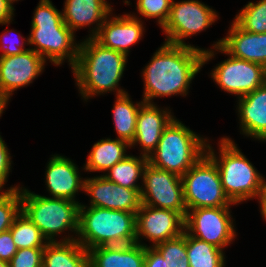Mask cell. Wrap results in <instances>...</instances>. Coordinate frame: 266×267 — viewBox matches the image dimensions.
Wrapping results in <instances>:
<instances>
[{"label": "cell", "instance_id": "cell-1", "mask_svg": "<svg viewBox=\"0 0 266 267\" xmlns=\"http://www.w3.org/2000/svg\"><path fill=\"white\" fill-rule=\"evenodd\" d=\"M214 52L191 45L164 43L143 71L145 103L154 97L187 95L188 87Z\"/></svg>", "mask_w": 266, "mask_h": 267}, {"label": "cell", "instance_id": "cell-2", "mask_svg": "<svg viewBox=\"0 0 266 267\" xmlns=\"http://www.w3.org/2000/svg\"><path fill=\"white\" fill-rule=\"evenodd\" d=\"M126 60L127 55L102 46L93 37L81 42L77 62L72 69L83 98L112 90H117V95L127 93L117 89Z\"/></svg>", "mask_w": 266, "mask_h": 267}, {"label": "cell", "instance_id": "cell-3", "mask_svg": "<svg viewBox=\"0 0 266 267\" xmlns=\"http://www.w3.org/2000/svg\"><path fill=\"white\" fill-rule=\"evenodd\" d=\"M31 34L27 44L45 61L50 59L56 65L68 59L73 68L77 62L79 44H74V32L63 21L50 0H40L31 23ZM46 57V58H45Z\"/></svg>", "mask_w": 266, "mask_h": 267}, {"label": "cell", "instance_id": "cell-4", "mask_svg": "<svg viewBox=\"0 0 266 267\" xmlns=\"http://www.w3.org/2000/svg\"><path fill=\"white\" fill-rule=\"evenodd\" d=\"M78 239L87 251L98 246L136 243V214L85 205L79 206Z\"/></svg>", "mask_w": 266, "mask_h": 267}, {"label": "cell", "instance_id": "cell-5", "mask_svg": "<svg viewBox=\"0 0 266 267\" xmlns=\"http://www.w3.org/2000/svg\"><path fill=\"white\" fill-rule=\"evenodd\" d=\"M206 141L174 118L162 132L148 163L183 176L206 153Z\"/></svg>", "mask_w": 266, "mask_h": 267}, {"label": "cell", "instance_id": "cell-6", "mask_svg": "<svg viewBox=\"0 0 266 267\" xmlns=\"http://www.w3.org/2000/svg\"><path fill=\"white\" fill-rule=\"evenodd\" d=\"M206 155L216 164L223 190L232 203L258 197L263 177L229 138L220 141V157L206 145Z\"/></svg>", "mask_w": 266, "mask_h": 267}, {"label": "cell", "instance_id": "cell-7", "mask_svg": "<svg viewBox=\"0 0 266 267\" xmlns=\"http://www.w3.org/2000/svg\"><path fill=\"white\" fill-rule=\"evenodd\" d=\"M20 195L21 211L39 228L47 242H54V235L67 229L78 234L80 203L41 196L22 188Z\"/></svg>", "mask_w": 266, "mask_h": 267}, {"label": "cell", "instance_id": "cell-8", "mask_svg": "<svg viewBox=\"0 0 266 267\" xmlns=\"http://www.w3.org/2000/svg\"><path fill=\"white\" fill-rule=\"evenodd\" d=\"M187 212L196 208L229 207L216 164L204 154L183 176Z\"/></svg>", "mask_w": 266, "mask_h": 267}, {"label": "cell", "instance_id": "cell-9", "mask_svg": "<svg viewBox=\"0 0 266 267\" xmlns=\"http://www.w3.org/2000/svg\"><path fill=\"white\" fill-rule=\"evenodd\" d=\"M141 178H143L145 186L141 189L142 204L170 209L179 212L184 218L186 217L187 207L181 176L160 170L148 163Z\"/></svg>", "mask_w": 266, "mask_h": 267}, {"label": "cell", "instance_id": "cell-10", "mask_svg": "<svg viewBox=\"0 0 266 267\" xmlns=\"http://www.w3.org/2000/svg\"><path fill=\"white\" fill-rule=\"evenodd\" d=\"M217 15L213 9L200 1L172 0L170 15L162 29L167 34L166 43L186 45L183 38L201 32L215 22Z\"/></svg>", "mask_w": 266, "mask_h": 267}, {"label": "cell", "instance_id": "cell-11", "mask_svg": "<svg viewBox=\"0 0 266 267\" xmlns=\"http://www.w3.org/2000/svg\"><path fill=\"white\" fill-rule=\"evenodd\" d=\"M233 227L229 207L191 209L185 217V231L190 236L222 250L236 236Z\"/></svg>", "mask_w": 266, "mask_h": 267}, {"label": "cell", "instance_id": "cell-12", "mask_svg": "<svg viewBox=\"0 0 266 267\" xmlns=\"http://www.w3.org/2000/svg\"><path fill=\"white\" fill-rule=\"evenodd\" d=\"M213 80L229 93L242 97L265 84V67L261 64L230 58L212 71Z\"/></svg>", "mask_w": 266, "mask_h": 267}, {"label": "cell", "instance_id": "cell-13", "mask_svg": "<svg viewBox=\"0 0 266 267\" xmlns=\"http://www.w3.org/2000/svg\"><path fill=\"white\" fill-rule=\"evenodd\" d=\"M185 229V218L176 211L141 204L136 214V243L143 235L157 245L181 236Z\"/></svg>", "mask_w": 266, "mask_h": 267}, {"label": "cell", "instance_id": "cell-14", "mask_svg": "<svg viewBox=\"0 0 266 267\" xmlns=\"http://www.w3.org/2000/svg\"><path fill=\"white\" fill-rule=\"evenodd\" d=\"M84 191L90 194L92 207L137 214L142 204L141 189L120 186L103 175L85 179Z\"/></svg>", "mask_w": 266, "mask_h": 267}, {"label": "cell", "instance_id": "cell-15", "mask_svg": "<svg viewBox=\"0 0 266 267\" xmlns=\"http://www.w3.org/2000/svg\"><path fill=\"white\" fill-rule=\"evenodd\" d=\"M45 60L28 49L12 56H0V92L8 99L12 92L32 81L42 72Z\"/></svg>", "mask_w": 266, "mask_h": 267}, {"label": "cell", "instance_id": "cell-16", "mask_svg": "<svg viewBox=\"0 0 266 267\" xmlns=\"http://www.w3.org/2000/svg\"><path fill=\"white\" fill-rule=\"evenodd\" d=\"M213 47L225 54L266 67V33L245 31L233 21L229 35Z\"/></svg>", "mask_w": 266, "mask_h": 267}, {"label": "cell", "instance_id": "cell-17", "mask_svg": "<svg viewBox=\"0 0 266 267\" xmlns=\"http://www.w3.org/2000/svg\"><path fill=\"white\" fill-rule=\"evenodd\" d=\"M143 29L138 18L126 14L109 21L106 18L93 38L104 47L128 55L130 45L141 39Z\"/></svg>", "mask_w": 266, "mask_h": 267}, {"label": "cell", "instance_id": "cell-18", "mask_svg": "<svg viewBox=\"0 0 266 267\" xmlns=\"http://www.w3.org/2000/svg\"><path fill=\"white\" fill-rule=\"evenodd\" d=\"M174 117L166 110H161L153 103H143L137 115L136 133L130 146L139 143L143 156L149 157L157 148L162 132Z\"/></svg>", "mask_w": 266, "mask_h": 267}, {"label": "cell", "instance_id": "cell-19", "mask_svg": "<svg viewBox=\"0 0 266 267\" xmlns=\"http://www.w3.org/2000/svg\"><path fill=\"white\" fill-rule=\"evenodd\" d=\"M46 184L53 198L74 201L76 192L84 190V181L76 165L68 158L54 155L46 169Z\"/></svg>", "mask_w": 266, "mask_h": 267}, {"label": "cell", "instance_id": "cell-20", "mask_svg": "<svg viewBox=\"0 0 266 267\" xmlns=\"http://www.w3.org/2000/svg\"><path fill=\"white\" fill-rule=\"evenodd\" d=\"M89 267H144L145 245L98 246L88 250Z\"/></svg>", "mask_w": 266, "mask_h": 267}, {"label": "cell", "instance_id": "cell-21", "mask_svg": "<svg viewBox=\"0 0 266 267\" xmlns=\"http://www.w3.org/2000/svg\"><path fill=\"white\" fill-rule=\"evenodd\" d=\"M241 129L247 136L266 140V84L239 97Z\"/></svg>", "mask_w": 266, "mask_h": 267}, {"label": "cell", "instance_id": "cell-22", "mask_svg": "<svg viewBox=\"0 0 266 267\" xmlns=\"http://www.w3.org/2000/svg\"><path fill=\"white\" fill-rule=\"evenodd\" d=\"M109 5L105 0H66L62 13L63 21L73 32L98 21V27L92 30L90 36L94 37L108 18L107 15L111 14L112 8Z\"/></svg>", "mask_w": 266, "mask_h": 267}, {"label": "cell", "instance_id": "cell-23", "mask_svg": "<svg viewBox=\"0 0 266 267\" xmlns=\"http://www.w3.org/2000/svg\"><path fill=\"white\" fill-rule=\"evenodd\" d=\"M42 267H89L88 251L73 237L47 242Z\"/></svg>", "mask_w": 266, "mask_h": 267}, {"label": "cell", "instance_id": "cell-24", "mask_svg": "<svg viewBox=\"0 0 266 267\" xmlns=\"http://www.w3.org/2000/svg\"><path fill=\"white\" fill-rule=\"evenodd\" d=\"M128 146L130 144L122 139H102L93 145L84 169L90 172L108 171L127 156L125 151Z\"/></svg>", "mask_w": 266, "mask_h": 267}, {"label": "cell", "instance_id": "cell-25", "mask_svg": "<svg viewBox=\"0 0 266 267\" xmlns=\"http://www.w3.org/2000/svg\"><path fill=\"white\" fill-rule=\"evenodd\" d=\"M117 100L113 108V119L118 139L132 143L136 133L137 115L141 105L144 103H137L134 105L129 99L128 93L117 95Z\"/></svg>", "mask_w": 266, "mask_h": 267}, {"label": "cell", "instance_id": "cell-26", "mask_svg": "<svg viewBox=\"0 0 266 267\" xmlns=\"http://www.w3.org/2000/svg\"><path fill=\"white\" fill-rule=\"evenodd\" d=\"M186 250L190 267H224L223 250L192 237L186 232Z\"/></svg>", "mask_w": 266, "mask_h": 267}, {"label": "cell", "instance_id": "cell-27", "mask_svg": "<svg viewBox=\"0 0 266 267\" xmlns=\"http://www.w3.org/2000/svg\"><path fill=\"white\" fill-rule=\"evenodd\" d=\"M147 164L148 157L142 155V157L137 158L127 155L123 160L109 169L107 175L105 174L103 176L115 184L129 189H142L135 182L141 176L143 177L144 168Z\"/></svg>", "mask_w": 266, "mask_h": 267}, {"label": "cell", "instance_id": "cell-28", "mask_svg": "<svg viewBox=\"0 0 266 267\" xmlns=\"http://www.w3.org/2000/svg\"><path fill=\"white\" fill-rule=\"evenodd\" d=\"M9 230L18 250L25 248H45L47 244V241L44 242L46 239L41 234L39 228L22 211L15 218Z\"/></svg>", "mask_w": 266, "mask_h": 267}, {"label": "cell", "instance_id": "cell-29", "mask_svg": "<svg viewBox=\"0 0 266 267\" xmlns=\"http://www.w3.org/2000/svg\"><path fill=\"white\" fill-rule=\"evenodd\" d=\"M234 22L251 33H266V0L249 2L236 16Z\"/></svg>", "mask_w": 266, "mask_h": 267}, {"label": "cell", "instance_id": "cell-30", "mask_svg": "<svg viewBox=\"0 0 266 267\" xmlns=\"http://www.w3.org/2000/svg\"><path fill=\"white\" fill-rule=\"evenodd\" d=\"M165 260L166 267H190L186 250V231L174 239L154 246Z\"/></svg>", "mask_w": 266, "mask_h": 267}, {"label": "cell", "instance_id": "cell-31", "mask_svg": "<svg viewBox=\"0 0 266 267\" xmlns=\"http://www.w3.org/2000/svg\"><path fill=\"white\" fill-rule=\"evenodd\" d=\"M21 212V195L18 187H10L0 193V233L11 228Z\"/></svg>", "mask_w": 266, "mask_h": 267}, {"label": "cell", "instance_id": "cell-32", "mask_svg": "<svg viewBox=\"0 0 266 267\" xmlns=\"http://www.w3.org/2000/svg\"><path fill=\"white\" fill-rule=\"evenodd\" d=\"M172 0H138L137 10L139 14L148 18H158L161 27L167 22Z\"/></svg>", "mask_w": 266, "mask_h": 267}, {"label": "cell", "instance_id": "cell-33", "mask_svg": "<svg viewBox=\"0 0 266 267\" xmlns=\"http://www.w3.org/2000/svg\"><path fill=\"white\" fill-rule=\"evenodd\" d=\"M44 248L19 249L9 261V267H42Z\"/></svg>", "mask_w": 266, "mask_h": 267}, {"label": "cell", "instance_id": "cell-34", "mask_svg": "<svg viewBox=\"0 0 266 267\" xmlns=\"http://www.w3.org/2000/svg\"><path fill=\"white\" fill-rule=\"evenodd\" d=\"M18 251L10 230L0 233V260L9 262Z\"/></svg>", "mask_w": 266, "mask_h": 267}, {"label": "cell", "instance_id": "cell-35", "mask_svg": "<svg viewBox=\"0 0 266 267\" xmlns=\"http://www.w3.org/2000/svg\"><path fill=\"white\" fill-rule=\"evenodd\" d=\"M10 157L11 156L8 153V148L0 136V191L2 186H4V183L6 182L8 174L10 172Z\"/></svg>", "mask_w": 266, "mask_h": 267}, {"label": "cell", "instance_id": "cell-36", "mask_svg": "<svg viewBox=\"0 0 266 267\" xmlns=\"http://www.w3.org/2000/svg\"><path fill=\"white\" fill-rule=\"evenodd\" d=\"M144 267H166L164 258L154 246H145Z\"/></svg>", "mask_w": 266, "mask_h": 267}, {"label": "cell", "instance_id": "cell-37", "mask_svg": "<svg viewBox=\"0 0 266 267\" xmlns=\"http://www.w3.org/2000/svg\"><path fill=\"white\" fill-rule=\"evenodd\" d=\"M9 32V30H7L6 34L4 33V35H2L0 37V40L2 42V44L6 41V37L7 33ZM2 40H5L4 42ZM9 42V41H8ZM21 44V45H20ZM17 45V43H15V41H10L8 44H3L2 46H0L1 50H3V53L0 56H12V55H17L20 54L28 49H24L23 48V43H20ZM5 45V47H4Z\"/></svg>", "mask_w": 266, "mask_h": 267}, {"label": "cell", "instance_id": "cell-38", "mask_svg": "<svg viewBox=\"0 0 266 267\" xmlns=\"http://www.w3.org/2000/svg\"><path fill=\"white\" fill-rule=\"evenodd\" d=\"M14 8L8 0H0V24H9Z\"/></svg>", "mask_w": 266, "mask_h": 267}, {"label": "cell", "instance_id": "cell-39", "mask_svg": "<svg viewBox=\"0 0 266 267\" xmlns=\"http://www.w3.org/2000/svg\"><path fill=\"white\" fill-rule=\"evenodd\" d=\"M264 180L265 179H262L258 197L260 200L261 214L266 220V182Z\"/></svg>", "mask_w": 266, "mask_h": 267}, {"label": "cell", "instance_id": "cell-40", "mask_svg": "<svg viewBox=\"0 0 266 267\" xmlns=\"http://www.w3.org/2000/svg\"><path fill=\"white\" fill-rule=\"evenodd\" d=\"M8 98L0 92V116L3 113L4 108L6 107V104L8 103Z\"/></svg>", "mask_w": 266, "mask_h": 267}, {"label": "cell", "instance_id": "cell-41", "mask_svg": "<svg viewBox=\"0 0 266 267\" xmlns=\"http://www.w3.org/2000/svg\"><path fill=\"white\" fill-rule=\"evenodd\" d=\"M0 267H9V262L0 260Z\"/></svg>", "mask_w": 266, "mask_h": 267}, {"label": "cell", "instance_id": "cell-42", "mask_svg": "<svg viewBox=\"0 0 266 267\" xmlns=\"http://www.w3.org/2000/svg\"><path fill=\"white\" fill-rule=\"evenodd\" d=\"M11 4L14 2V1H17V0H8Z\"/></svg>", "mask_w": 266, "mask_h": 267}, {"label": "cell", "instance_id": "cell-43", "mask_svg": "<svg viewBox=\"0 0 266 267\" xmlns=\"http://www.w3.org/2000/svg\"><path fill=\"white\" fill-rule=\"evenodd\" d=\"M265 84H266V67H265Z\"/></svg>", "mask_w": 266, "mask_h": 267}]
</instances>
